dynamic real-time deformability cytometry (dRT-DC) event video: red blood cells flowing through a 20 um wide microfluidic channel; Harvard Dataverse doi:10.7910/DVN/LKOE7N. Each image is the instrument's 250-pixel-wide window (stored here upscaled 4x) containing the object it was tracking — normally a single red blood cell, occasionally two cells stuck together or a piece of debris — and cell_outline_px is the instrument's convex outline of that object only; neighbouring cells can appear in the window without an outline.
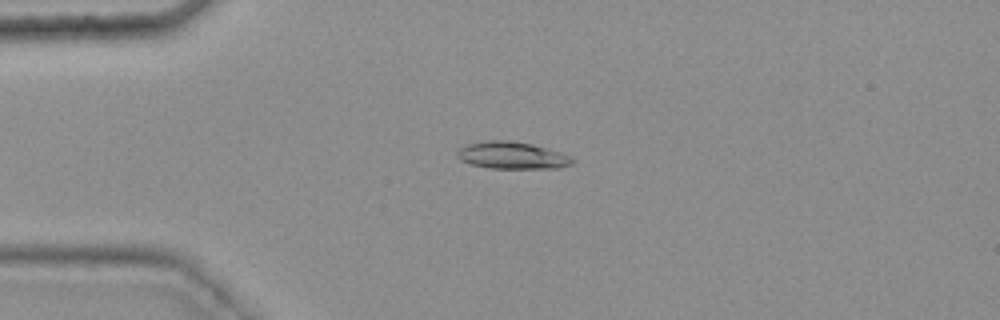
{"species": "common noctule bat (a hibernating species)", "species_latin": "Nyctalus noctula", "temperature_condition": "warm", "stored_images_in_passage": 49, "camera_frame_rate_fps": 3000, "um_per_image_px": 0.085, "animal": {"sex": "female", "body_mass_g": 25.1}, "frame": {"image": 1, "passage_image": 14, "time_ms": 4.333, "image_size_px": [1000, 320], "cell_outline_px": [[576, 160], [572, 164], [560, 168], [488, 168], [472, 164], [460, 160], [456, 156], [456, 152], [460, 148], [468, 144], [484, 140], [508, 140], [532, 144], [560, 152], [572, 156]], "centroid_in_image_um": [43.54, 13.21], "position_along_channel_um": 41.5, "area_um2": 18.32}}
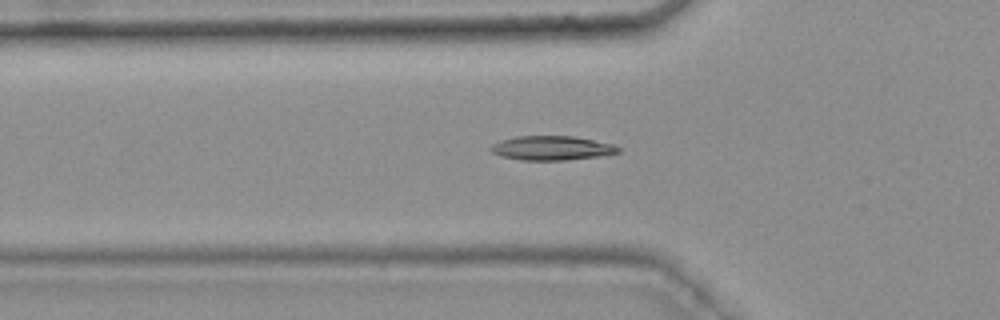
{"frame": {"image": 2, "passage_image": 19, "time_ms": 6.0, "image_size_px": [1000, 320], "cell_outline_px": [[620, 152], [600, 156], [564, 160], [520, 160], [500, 156], [492, 152], [488, 148], [492, 144], [500, 140], [516, 136], [572, 136], [612, 144], [620, 148]], "centroid_in_image_um": [46.84, 12.58], "position_along_channel_um": 79.0, "area_um2": 17.98}}
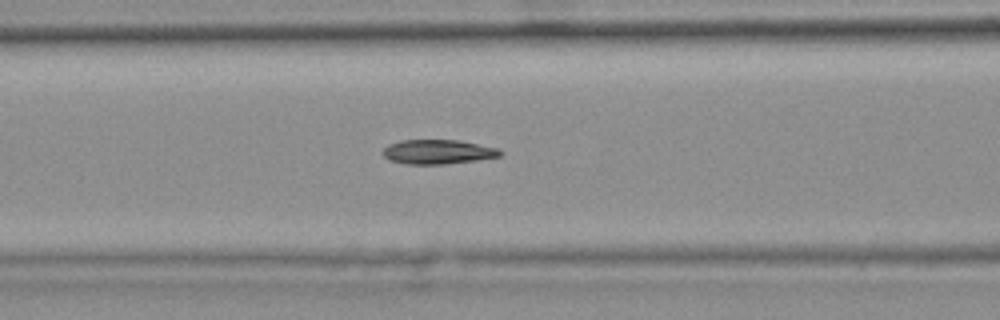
{"frame": {"image": 3, "passage_image": 23, "time_ms": 7.333, "image_size_px": [1000, 320], "cell_outline_px": [[504, 152], [500, 156], [476, 160], [444, 164], [408, 164], [388, 160], [380, 152], [388, 144], [400, 140], [456, 140], [496, 148]], "centroid_in_image_um": [37.15, 12.91], "position_along_channel_um": 129.4, "area_um2": 16.59}, "authors_computed_cell_mechanics": {"area_um2": 17.2822, "velocity_mm_per_s": 3.752, "shape_relaxation_time_tau1_ms": null, "shape_relaxation_time_tau2_ms": 5.6972, "deformation_change_tau1": null, "deformation_change_tau2": 0.1223}}